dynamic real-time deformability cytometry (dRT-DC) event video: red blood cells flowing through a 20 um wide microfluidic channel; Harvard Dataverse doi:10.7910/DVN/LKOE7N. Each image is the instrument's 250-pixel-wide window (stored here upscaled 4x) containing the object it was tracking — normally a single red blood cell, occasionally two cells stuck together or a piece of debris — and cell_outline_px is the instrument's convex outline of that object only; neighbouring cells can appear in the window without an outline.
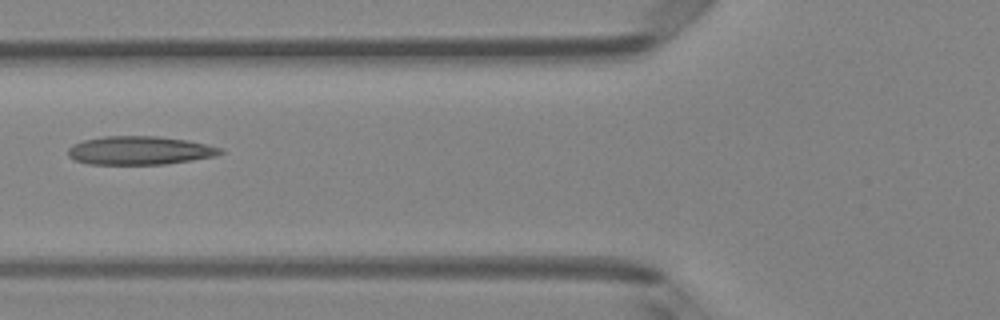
{"species": "Egyptian fruit bat (a non-hibernating species)", "species_latin": "Rousettus aegyptiacus", "temperature_condition": "room temperature", "stored_images_in_passage": 4, "camera_frame_rate_fps": 3000, "um_per_image_px": 0.085, "animal": {"sex": "female"}, "frame": {"image": 1, "passage_image": 3, "time_ms": 0.667, "image_size_px": [1000, 320], "cell_outline_px": [[224, 152], [216, 156], [192, 160], [164, 164], [88, 164], [76, 160], [68, 156], [68, 148], [72, 144], [84, 140], [104, 136], [156, 136], [188, 140], [224, 148]], "centroid_in_image_um": [11.89, 12.78], "position_along_channel_um": 113.9, "area_um2": 25.37}}
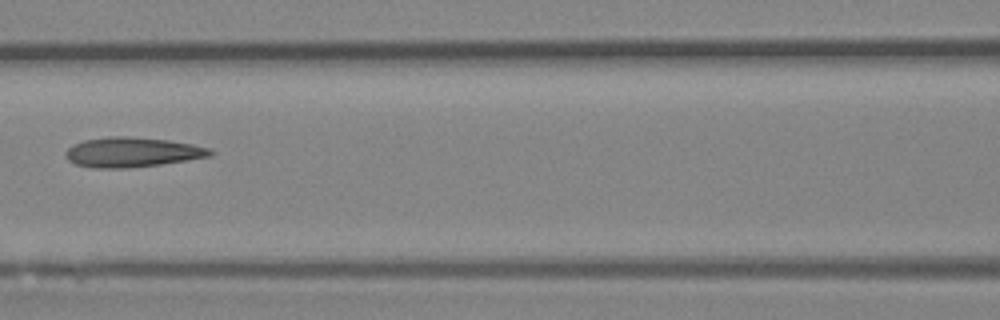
{"frame": {"image": 2, "passage_image": 4, "time_ms": 1.0, "image_size_px": [1000, 320], "cell_outline_px": [[216, 152], [212, 156], [160, 164], [128, 168], [96, 168], [76, 164], [68, 160], [64, 152], [72, 144], [84, 140], [112, 136], [124, 136], [168, 140], [192, 144], [212, 148]], "centroid_in_image_um": [11.26, 12.93], "position_along_channel_um": 155.3, "area_um2": 25.14}}